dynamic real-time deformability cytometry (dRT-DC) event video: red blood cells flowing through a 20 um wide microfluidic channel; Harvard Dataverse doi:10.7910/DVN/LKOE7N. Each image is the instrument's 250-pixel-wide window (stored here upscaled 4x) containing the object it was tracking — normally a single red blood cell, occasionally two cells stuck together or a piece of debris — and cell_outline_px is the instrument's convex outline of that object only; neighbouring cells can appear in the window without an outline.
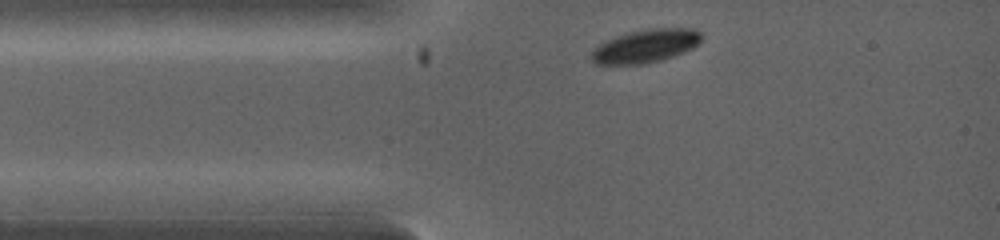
{"species": "common noctule bat (a hibernating species)", "species_latin": "Nyctalus noctula", "temperature_condition": "warm", "stored_images_in_passage": 14, "camera_frame_rate_fps": 5000, "um_per_image_px": 0.085, "animal": {"sex": "female", "body_mass_g": 19.0, "forearm_length_mm": 53.3}, "frame": {"image": 1, "passage_image": 1, "time_ms": 0.0, "image_size_px": [1000, 240], "cell_outline_px": [[700, 40], [692, 48], [672, 56], [660, 60], [644, 64], [596, 64], [592, 60], [592, 52], [600, 44], [616, 36], [628, 32], [648, 28], [692, 28], [700, 32]], "centroid_in_image_um": [54.87, 3.9], "position_along_channel_um": 30.1, "area_um2": 20.92}}
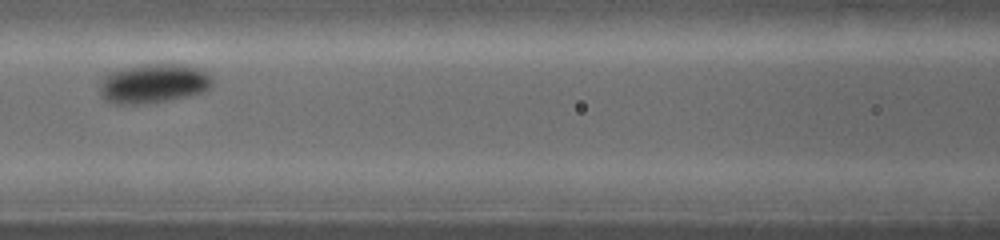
{"frame": {"image": 2, "passage_image": 7, "time_ms": 2.4, "image_size_px": [1000, 240], "cell_outline_px": [[212, 88], [204, 92], [168, 100], [144, 104], [112, 104], [104, 100], [100, 92], [100, 84], [104, 76], [108, 72], [140, 64], [184, 64], [200, 68], [212, 76]], "centroid_in_image_um": [13.05, 7.09], "position_along_channel_um": 153.5, "area_um2": 26.18}}
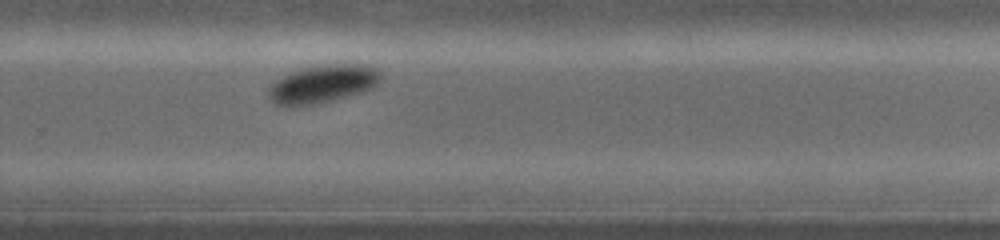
{"frame": {"image": 3, "passage_image": 14, "time_ms": 5.0, "image_size_px": [1000, 240], "cell_outline_px": [[384, 76], [372, 88], [360, 92], [332, 100], [316, 104], [276, 104], [268, 96], [268, 88], [276, 80], [292, 72], [304, 68], [332, 64], [364, 64], [376, 68]], "centroid_in_image_um": [27.49, 7.11], "position_along_channel_um": 302.3, "area_um2": 24.22}}